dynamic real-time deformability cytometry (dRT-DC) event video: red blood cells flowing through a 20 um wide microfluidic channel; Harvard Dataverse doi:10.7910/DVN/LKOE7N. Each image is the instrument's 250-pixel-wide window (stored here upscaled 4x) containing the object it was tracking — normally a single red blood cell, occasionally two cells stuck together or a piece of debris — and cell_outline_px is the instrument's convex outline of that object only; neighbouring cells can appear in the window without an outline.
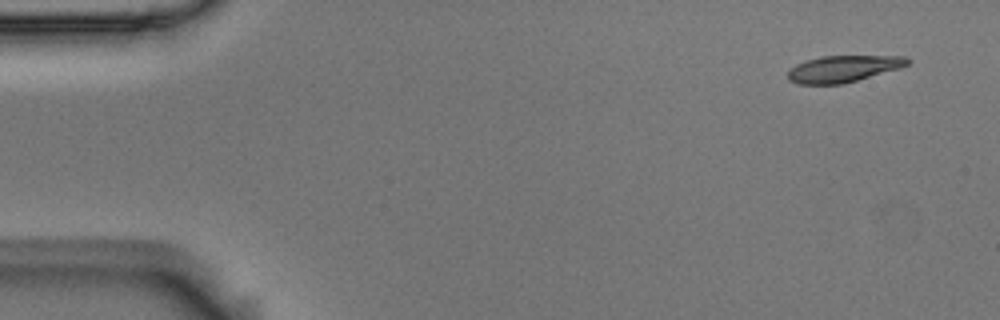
{"species": "Egyptian fruit bat (a non-hibernating species)", "species_latin": "Rousettus aegyptiacus", "temperature_condition": "room temperature", "stored_images_in_passage": 7, "camera_frame_rate_fps": 3000, "um_per_image_px": 0.085, "animal": {"sex": "male"}, "frame": {"image": 1, "passage_image": 1, "time_ms": 0.0, "image_size_px": [1000, 320], "cell_outline_px": [[912, 60], [908, 64], [900, 68], [844, 84], [796, 84], [788, 80], [788, 72], [796, 64], [820, 56], [904, 56]], "centroid_in_image_um": [71.68, 5.85], "position_along_channel_um": 13.3, "area_um2": 18.55}}